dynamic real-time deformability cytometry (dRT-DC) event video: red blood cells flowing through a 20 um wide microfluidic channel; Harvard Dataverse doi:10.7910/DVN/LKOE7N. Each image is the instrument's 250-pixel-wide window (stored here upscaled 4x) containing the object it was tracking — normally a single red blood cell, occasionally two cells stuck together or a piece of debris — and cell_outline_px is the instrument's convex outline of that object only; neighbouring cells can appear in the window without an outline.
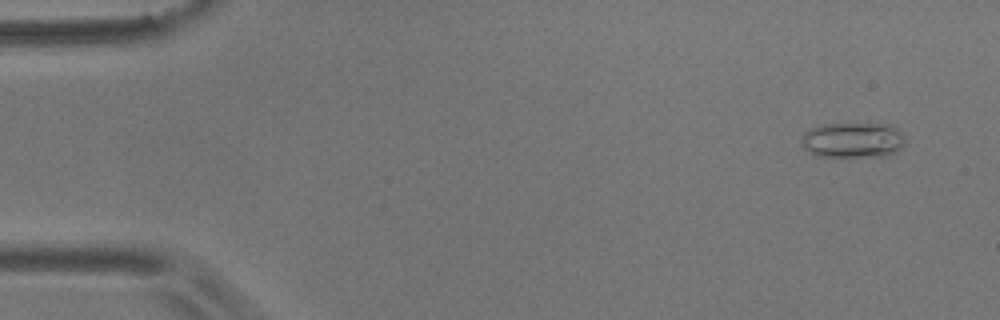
{"species": "common noctule bat (a hibernating species)", "species_latin": "Nyctalus noctula", "temperature_condition": "room temperature", "stored_images_in_passage": 5, "camera_frame_rate_fps": 3000, "um_per_image_px": 0.085, "animal": {"sex": "male", "body_mass_g": 17.9}, "frame": {"image": 1, "passage_image": 1, "time_ms": 0.0, "image_size_px": [1000, 320], "cell_outline_px": [[904, 144], [896, 152], [888, 156], [820, 156], [808, 152], [804, 148], [804, 132], [812, 128], [824, 124], [892, 124], [904, 136]], "centroid_in_image_um": [72.54, 11.91], "position_along_channel_um": 12.5, "area_um2": 21.15}}